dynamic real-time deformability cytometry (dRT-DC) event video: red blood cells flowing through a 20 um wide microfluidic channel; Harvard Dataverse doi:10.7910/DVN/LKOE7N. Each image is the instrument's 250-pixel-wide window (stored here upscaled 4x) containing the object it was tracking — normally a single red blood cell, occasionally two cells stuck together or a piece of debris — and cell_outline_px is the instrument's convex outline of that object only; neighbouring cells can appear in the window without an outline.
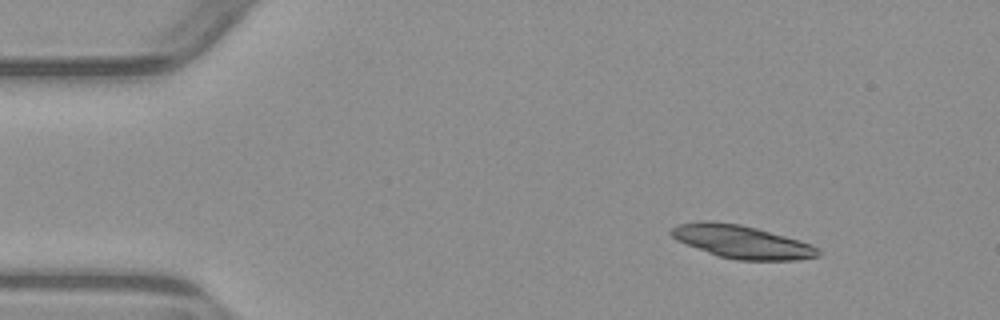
{"species": "common noctule bat (a hibernating species)", "species_latin": "Nyctalus noctula", "temperature_condition": "warm", "stored_images_in_passage": 5, "camera_frame_rate_fps": 3000, "um_per_image_px": 0.085, "animal": {"sex": "male", "body_mass_g": 23.1, "forearm_length_mm": 52.7}, "frame": {"image": 1, "passage_image": 1, "time_ms": 0.0, "image_size_px": [1000, 320], "cell_outline_px": [[820, 256], [796, 260], [736, 260], [716, 256], [676, 240], [668, 232], [672, 228], [680, 224], [700, 220], [708, 220], [740, 224], [756, 228], [800, 240], [812, 244], [820, 248]], "centroid_in_image_um": [63.05, 20.55], "position_along_channel_um": 21.9, "area_um2": 28.5}}
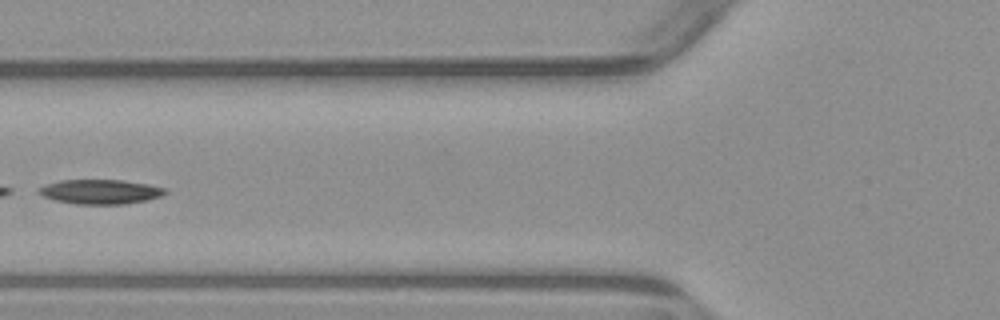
{"frame": {"image": 2, "passage_image": 4, "time_ms": 4.667, "image_size_px": [1000, 320], "cell_outline_px": [[168, 192], [160, 196], [144, 200], [124, 204], [76, 204], [56, 200], [44, 196], [40, 192], [40, 188], [44, 184], [60, 180], [120, 180], [148, 184], [164, 188]], "centroid_in_image_um": [8.53, 16.29], "position_along_channel_um": 117.3, "area_um2": 17.74}}
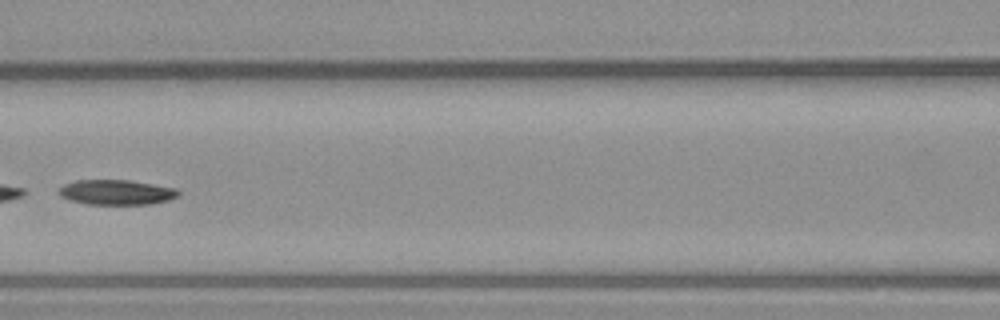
{"frame": {"image": 3, "passage_image": 5, "time_ms": 5.667, "image_size_px": [1000, 320], "cell_outline_px": [[180, 196], [168, 200], [152, 204], [88, 204], [68, 200], [60, 196], [56, 192], [64, 184], [76, 180], [128, 180], [176, 188], [180, 192]], "centroid_in_image_um": [9.88, 16.34], "position_along_channel_um": 156.7, "area_um2": 17.51}}